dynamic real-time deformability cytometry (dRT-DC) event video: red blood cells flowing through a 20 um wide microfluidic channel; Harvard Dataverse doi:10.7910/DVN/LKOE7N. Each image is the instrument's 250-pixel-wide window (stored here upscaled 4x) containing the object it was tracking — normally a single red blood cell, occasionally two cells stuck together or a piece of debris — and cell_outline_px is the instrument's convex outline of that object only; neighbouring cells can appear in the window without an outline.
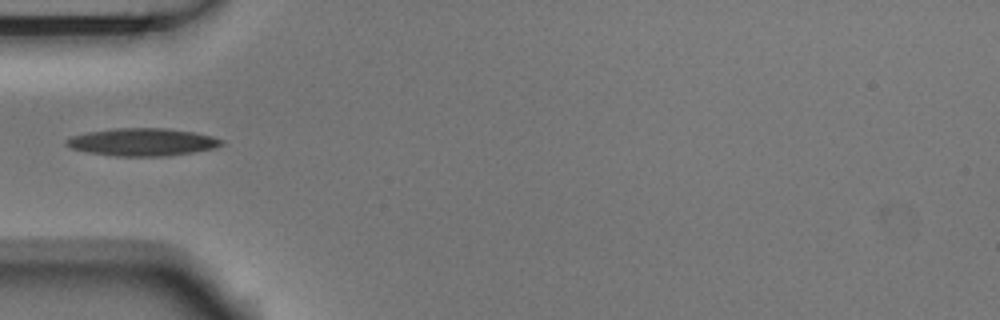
{"species": "Egyptian fruit bat (a non-hibernating species)", "species_latin": "Rousettus aegyptiacus", "temperature_condition": "room temperature", "stored_images_in_passage": 28, "camera_frame_rate_fps": 3000, "um_per_image_px": 0.085, "animal": {"sex": "male"}, "frame": {"image": 1, "passage_image": 1, "time_ms": 0.0, "image_size_px": [1000, 320], "cell_outline_px": [[224, 144], [216, 148], [168, 156], [116, 156], [88, 152], [72, 148], [64, 144], [64, 140], [72, 136], [88, 132], [116, 128], [168, 128], [192, 132], [212, 136], [224, 140]], "centroid_in_image_um": [12.12, 12.07], "position_along_channel_um": 72.9, "area_um2": 24.97}}
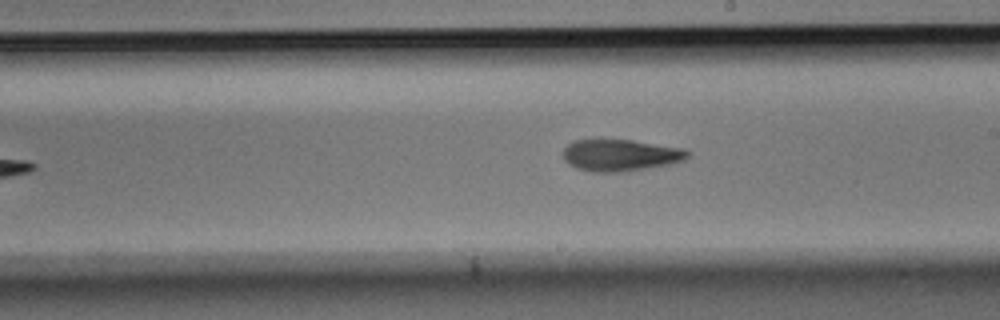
{"frame": {"image": 2, "passage_image": 14, "time_ms": 4.333, "image_size_px": [1000, 320], "cell_outline_px": [[692, 152], [684, 160], [672, 164], [620, 172], [592, 172], [576, 168], [568, 164], [564, 160], [564, 148], [572, 140], [632, 140], [684, 148]], "centroid_in_image_um": [52.75, 13.19], "position_along_channel_um": 236.2, "area_um2": 23.12}}
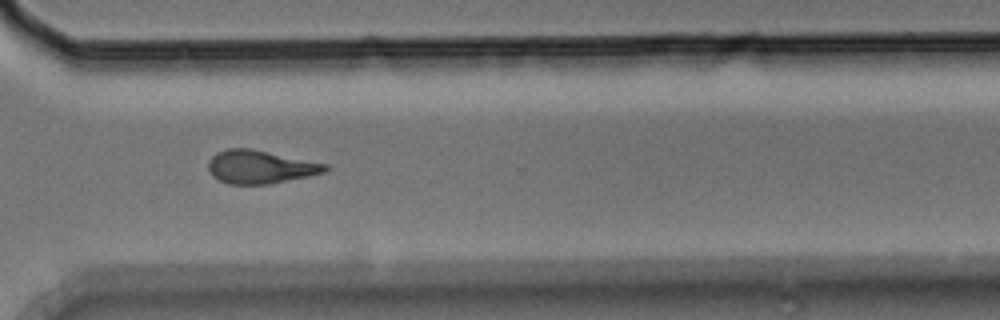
{"frame": {"image": 3, "passage_image": 23, "time_ms": 7.333, "image_size_px": [1000, 320], "cell_outline_px": [[328, 168], [324, 172], [308, 176], [268, 184], [228, 184], [212, 176], [208, 172], [208, 160], [216, 152], [228, 148], [252, 148], [328, 164]], "centroid_in_image_um": [22.08, 14.17], "position_along_channel_um": 348.5, "area_um2": 22.72}}